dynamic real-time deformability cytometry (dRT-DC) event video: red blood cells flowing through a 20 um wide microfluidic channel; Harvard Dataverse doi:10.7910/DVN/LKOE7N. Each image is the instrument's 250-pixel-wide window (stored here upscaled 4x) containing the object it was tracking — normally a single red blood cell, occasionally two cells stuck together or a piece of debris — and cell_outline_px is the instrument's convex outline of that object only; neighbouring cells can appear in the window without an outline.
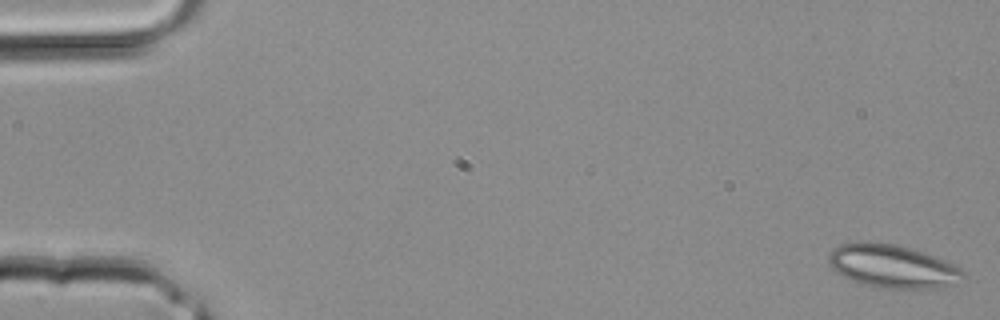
{"species": "common noctule bat (a hibernating species)", "species_latin": "Nyctalus noctula", "temperature_condition": "room temperature", "stored_images_in_passage": 3, "camera_frame_rate_fps": 3000, "um_per_image_px": 0.085, "animal": {"sex": "male", "body_mass_g": 20.4}, "frame": {"image": 1, "passage_image": 1, "time_ms": 0.0, "image_size_px": [1000, 320], "cell_outline_px": [[964, 276], [952, 284], [936, 288], [880, 288], [860, 284], [848, 280], [836, 272], [832, 268], [828, 260], [828, 256], [832, 248], [840, 244], [860, 240], [868, 240], [900, 244], [936, 256], [960, 268], [964, 272]], "centroid_in_image_um": [75.78, 22.6], "position_along_channel_um": 9.2, "area_um2": 34.45}}